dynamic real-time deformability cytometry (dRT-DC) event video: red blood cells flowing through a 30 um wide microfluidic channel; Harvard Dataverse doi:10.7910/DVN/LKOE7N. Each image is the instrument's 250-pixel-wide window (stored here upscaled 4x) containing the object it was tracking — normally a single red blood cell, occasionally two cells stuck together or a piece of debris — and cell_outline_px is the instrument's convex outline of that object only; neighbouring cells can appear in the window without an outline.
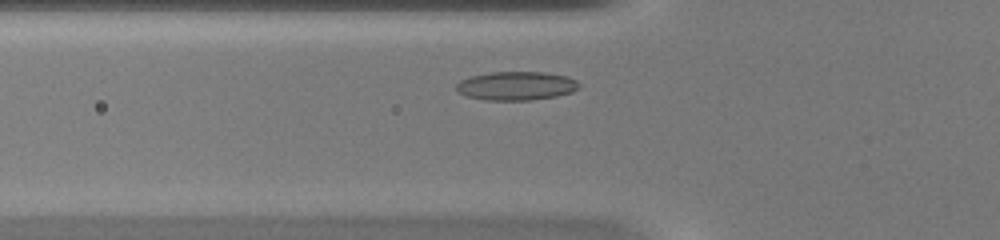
{"species": "common noctule bat (a hibernating species)", "species_latin": "Nyctalus noctula", "temperature_condition": "warm", "stored_images_in_passage": 30, "camera_frame_rate_fps": 3000, "um_per_image_px": 0.085, "animal": {"sex": "female", "body_mass_g": 20.0, "forearm_length_mm": 54.0}, "frame": {"image": 1, "passage_image": 5, "time_ms": 1.333, "image_size_px": [1000, 240], "cell_outline_px": [[580, 88], [572, 92], [556, 96], [532, 100], [484, 100], [464, 96], [456, 92], [456, 84], [460, 80], [468, 76], [492, 72], [544, 72], [568, 76], [576, 80], [580, 84]], "centroid_in_image_um": [43.86, 7.3], "position_along_channel_um": 81.9, "area_um2": 20.87}}
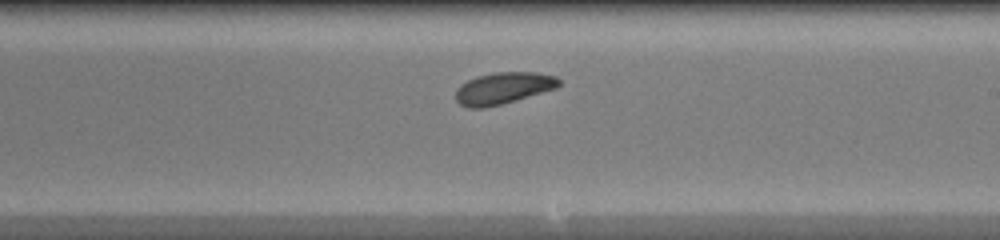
{"frame": {"image": 2, "passage_image": 17, "time_ms": 5.333, "image_size_px": [1000, 240], "cell_outline_px": [[560, 84], [556, 88], [500, 104], [484, 108], [468, 108], [460, 104], [456, 100], [456, 88], [460, 84], [476, 76], [496, 72], [536, 72], [556, 76], [560, 80]], "centroid_in_image_um": [42.75, 7.48], "position_along_channel_um": 246.3, "area_um2": 18.96}}
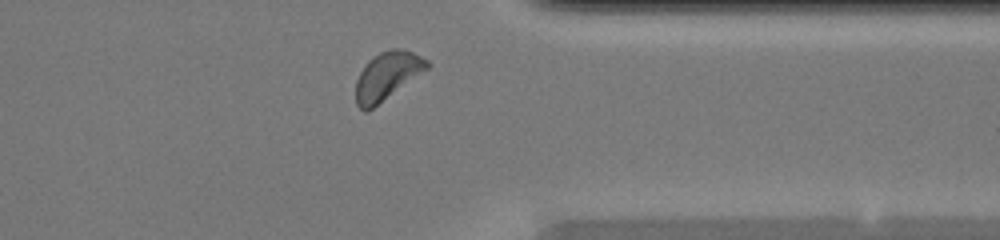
{"frame": {"image": 3, "passage_image": 27, "time_ms": 8.667, "image_size_px": [1000, 240], "cell_outline_px": [[432, 64], [428, 68], [368, 112], [364, 112], [356, 104], [356, 80], [364, 64], [372, 56], [380, 52], [392, 48], [404, 48], [428, 60]], "centroid_in_image_um": [32.89, 6.44], "position_along_channel_um": 378.5, "area_um2": 20.0}, "authors_computed_cell_mechanics": {"area_um2": 19.1318, "velocity_mm_per_s": 4.1136, "shape_relaxation_time_tau1_ms": 5.3904, "shape_relaxation_time_tau2_ms": null, "deformation_change_tau1": 0.1086, "deformation_change_tau2": null}}